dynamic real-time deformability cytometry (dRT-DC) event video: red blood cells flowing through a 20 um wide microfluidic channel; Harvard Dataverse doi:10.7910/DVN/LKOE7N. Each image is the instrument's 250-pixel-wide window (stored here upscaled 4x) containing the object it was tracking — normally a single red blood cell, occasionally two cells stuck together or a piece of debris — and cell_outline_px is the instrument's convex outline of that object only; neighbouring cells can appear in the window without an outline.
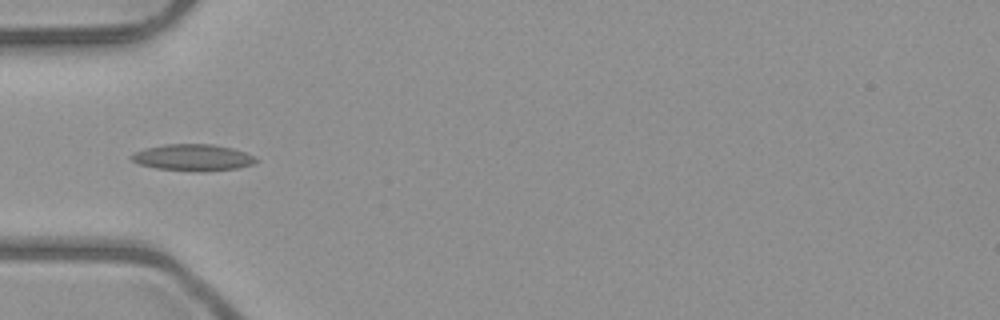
{"species": "common noctule bat (a hibernating species)", "species_latin": "Nyctalus noctula", "temperature_condition": "room temperature", "stored_images_in_passage": 5, "camera_frame_rate_fps": 3000, "um_per_image_px": 0.085, "animal": {"sex": "male", "body_mass_g": 23.1, "forearm_length_mm": 52.7}, "frame": {"image": 1, "passage_image": 4, "time_ms": 3.667, "image_size_px": [1000, 320], "cell_outline_px": [[256, 160], [252, 164], [236, 168], [204, 172], [200, 172], [156, 168], [140, 164], [132, 160], [132, 156], [136, 152], [144, 148], [164, 144], [212, 144], [232, 148], [244, 152], [252, 156]], "centroid_in_image_um": [16.38, 13.39], "position_along_channel_um": 68.6, "area_um2": 19.02}}
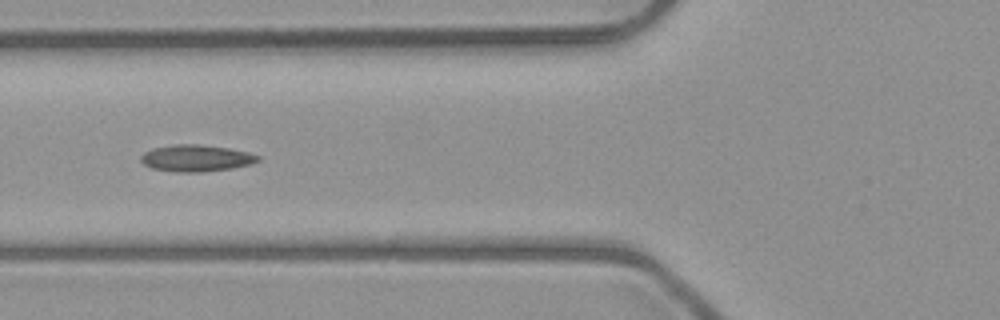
{"frame": {"image": 2, "passage_image": 5, "time_ms": 4.667, "image_size_px": [1000, 320], "cell_outline_px": [[260, 160], [252, 164], [232, 168], [204, 172], [172, 172], [152, 168], [144, 164], [140, 160], [140, 156], [144, 152], [152, 148], [176, 144], [196, 144], [228, 148], [248, 152], [260, 156]], "centroid_in_image_um": [16.66, 13.45], "position_along_channel_um": 109.1, "area_um2": 18.32}}